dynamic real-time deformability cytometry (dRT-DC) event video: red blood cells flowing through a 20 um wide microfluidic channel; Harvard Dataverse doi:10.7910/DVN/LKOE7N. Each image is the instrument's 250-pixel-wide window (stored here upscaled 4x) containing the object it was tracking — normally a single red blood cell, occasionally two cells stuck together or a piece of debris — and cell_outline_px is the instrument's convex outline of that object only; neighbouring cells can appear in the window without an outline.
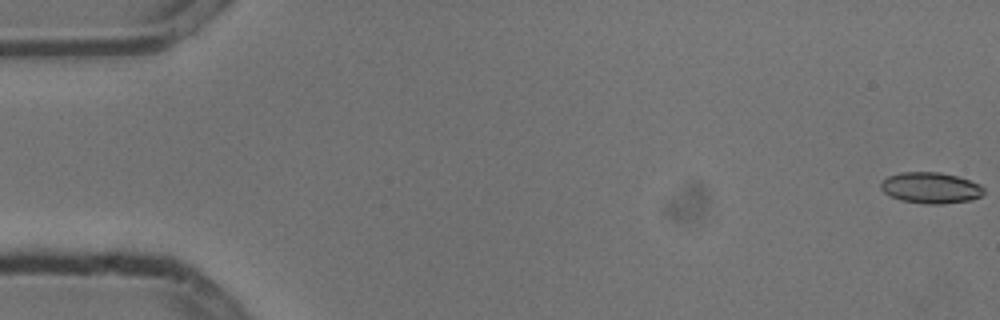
{"species": "common noctule bat (a hibernating species)", "species_latin": "Nyctalus noctula", "temperature_condition": "cold", "stored_images_in_passage": 5, "camera_frame_rate_fps": 3000, "um_per_image_px": 0.085, "animal": {"sex": "male", "body_mass_g": 13.3}, "frame": {"image": 1, "passage_image": 1, "time_ms": 0.0, "image_size_px": [1000, 320], "cell_outline_px": [[984, 192], [980, 196], [972, 200], [940, 204], [924, 204], [900, 200], [884, 192], [880, 188], [880, 184], [888, 176], [900, 172], [940, 172], [956, 176], [980, 184], [984, 188]], "centroid_in_image_um": [79.11, 15.97], "position_along_channel_um": 5.9, "area_um2": 18.61}}